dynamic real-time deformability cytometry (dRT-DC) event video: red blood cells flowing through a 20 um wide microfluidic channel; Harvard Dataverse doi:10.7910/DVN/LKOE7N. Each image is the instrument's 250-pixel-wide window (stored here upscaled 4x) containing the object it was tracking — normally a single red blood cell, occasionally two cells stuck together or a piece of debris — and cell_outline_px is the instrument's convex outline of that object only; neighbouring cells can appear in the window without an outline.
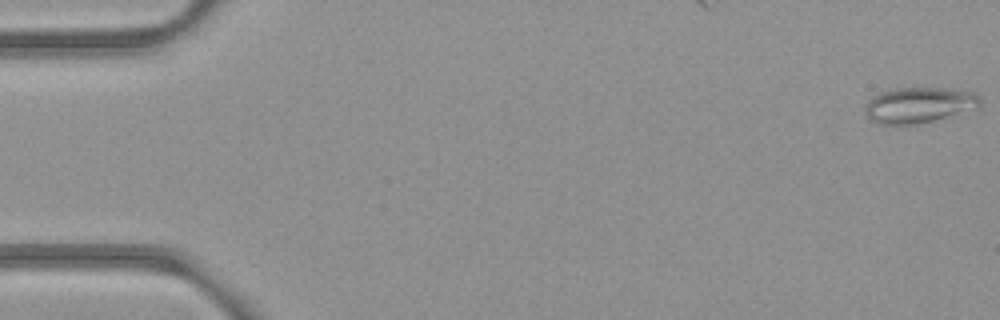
{"species": "common noctule bat (a hibernating species)", "species_latin": "Nyctalus noctula", "temperature_condition": "room temperature", "stored_images_in_passage": 17, "camera_frame_rate_fps": 3000, "um_per_image_px": 0.085, "animal": {"sex": "female", "body_mass_g": 21.9}, "frame": {"image": 1, "passage_image": 1, "time_ms": 0.0, "image_size_px": [1000, 320], "cell_outline_px": [[980, 108], [932, 120], [912, 124], [884, 124], [872, 120], [864, 112], [864, 104], [872, 96], [880, 92], [896, 88], [944, 88], [972, 92], [980, 100]], "centroid_in_image_um": [78.08, 8.91], "position_along_channel_um": 6.9, "area_um2": 23.64}}